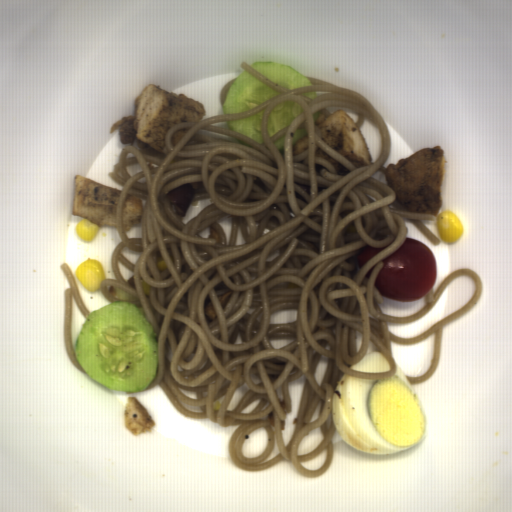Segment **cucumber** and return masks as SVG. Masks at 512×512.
Masks as SVG:
<instances>
[{"mask_svg":"<svg viewBox=\"0 0 512 512\" xmlns=\"http://www.w3.org/2000/svg\"><path fill=\"white\" fill-rule=\"evenodd\" d=\"M82 370L105 388L133 393L158 372V341L138 306L117 300L88 314L74 346Z\"/></svg>","mask_w":512,"mask_h":512,"instance_id":"8b760119","label":"cucumber"},{"mask_svg":"<svg viewBox=\"0 0 512 512\" xmlns=\"http://www.w3.org/2000/svg\"><path fill=\"white\" fill-rule=\"evenodd\" d=\"M304 112L301 105L294 101H284L274 106L268 116L267 132L269 138L288 127L293 120Z\"/></svg>","mask_w":512,"mask_h":512,"instance_id":"2a18db57","label":"cucumber"},{"mask_svg":"<svg viewBox=\"0 0 512 512\" xmlns=\"http://www.w3.org/2000/svg\"><path fill=\"white\" fill-rule=\"evenodd\" d=\"M301 94H304V95L308 96L309 98H311L313 100L318 97V94H317L316 91L315 92H304V93H301Z\"/></svg>","mask_w":512,"mask_h":512,"instance_id":"eb4e599e","label":"cucumber"},{"mask_svg":"<svg viewBox=\"0 0 512 512\" xmlns=\"http://www.w3.org/2000/svg\"><path fill=\"white\" fill-rule=\"evenodd\" d=\"M284 137H285V134L279 139L277 140L276 142H274V145L278 148V150L281 152V151H285V147H284Z\"/></svg>","mask_w":512,"mask_h":512,"instance_id":"570f5f39","label":"cucumber"},{"mask_svg":"<svg viewBox=\"0 0 512 512\" xmlns=\"http://www.w3.org/2000/svg\"><path fill=\"white\" fill-rule=\"evenodd\" d=\"M277 92L244 70L231 85L222 105L223 115L241 113L254 109L274 96Z\"/></svg>","mask_w":512,"mask_h":512,"instance_id":"586b57bf","label":"cucumber"},{"mask_svg":"<svg viewBox=\"0 0 512 512\" xmlns=\"http://www.w3.org/2000/svg\"><path fill=\"white\" fill-rule=\"evenodd\" d=\"M320 114H321V112H320V110H319V111H317L316 113H314V114L312 115V117H313L314 121L319 117V115H320Z\"/></svg>","mask_w":512,"mask_h":512,"instance_id":"d16d356f","label":"cucumber"},{"mask_svg":"<svg viewBox=\"0 0 512 512\" xmlns=\"http://www.w3.org/2000/svg\"><path fill=\"white\" fill-rule=\"evenodd\" d=\"M308 135L305 131V128H297L293 135V146L303 137Z\"/></svg>","mask_w":512,"mask_h":512,"instance_id":"9523449b","label":"cucumber"},{"mask_svg":"<svg viewBox=\"0 0 512 512\" xmlns=\"http://www.w3.org/2000/svg\"><path fill=\"white\" fill-rule=\"evenodd\" d=\"M250 66L271 82L289 91L314 85L308 77L284 63L255 61Z\"/></svg>","mask_w":512,"mask_h":512,"instance_id":"888e309b","label":"cucumber"},{"mask_svg":"<svg viewBox=\"0 0 512 512\" xmlns=\"http://www.w3.org/2000/svg\"><path fill=\"white\" fill-rule=\"evenodd\" d=\"M265 109L246 119L226 121L227 128L262 145L265 142L262 135L261 122Z\"/></svg>","mask_w":512,"mask_h":512,"instance_id":"734fbe4a","label":"cucumber"}]
</instances>
